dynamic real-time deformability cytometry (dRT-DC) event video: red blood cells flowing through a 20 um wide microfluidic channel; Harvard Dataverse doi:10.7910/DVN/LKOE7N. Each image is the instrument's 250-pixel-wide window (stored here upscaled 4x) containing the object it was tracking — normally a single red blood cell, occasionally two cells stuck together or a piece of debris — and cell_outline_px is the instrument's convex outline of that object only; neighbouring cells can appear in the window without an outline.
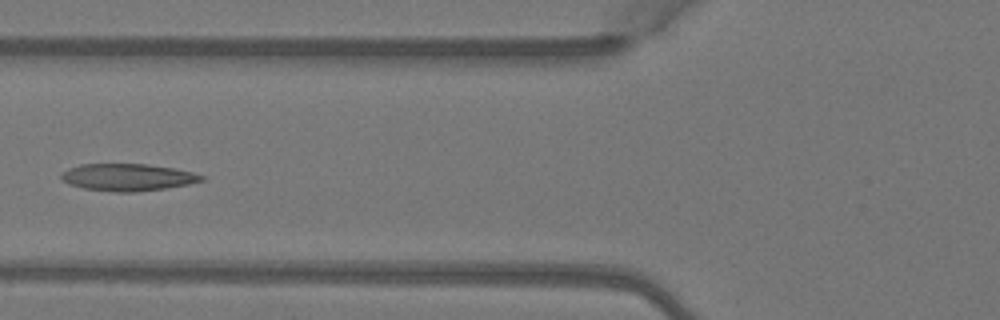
{"species": "Egyptian fruit bat (a non-hibernating species)", "species_latin": "Rousettus aegyptiacus", "temperature_condition": "warm", "stored_images_in_passage": 5, "camera_frame_rate_fps": 3000, "um_per_image_px": 0.085, "animal": {"sex": "female"}, "frame": {"image": 1, "passage_image": 5, "time_ms": 1.333, "image_size_px": [1000, 320], "cell_outline_px": [[204, 180], [188, 184], [164, 188], [132, 192], [116, 192], [84, 188], [68, 184], [60, 176], [60, 172], [68, 168], [80, 164], [148, 164], [176, 168], [192, 172], [204, 176]], "centroid_in_image_um": [10.83, 15.05], "position_along_channel_um": 115.0, "area_um2": 22.14}}